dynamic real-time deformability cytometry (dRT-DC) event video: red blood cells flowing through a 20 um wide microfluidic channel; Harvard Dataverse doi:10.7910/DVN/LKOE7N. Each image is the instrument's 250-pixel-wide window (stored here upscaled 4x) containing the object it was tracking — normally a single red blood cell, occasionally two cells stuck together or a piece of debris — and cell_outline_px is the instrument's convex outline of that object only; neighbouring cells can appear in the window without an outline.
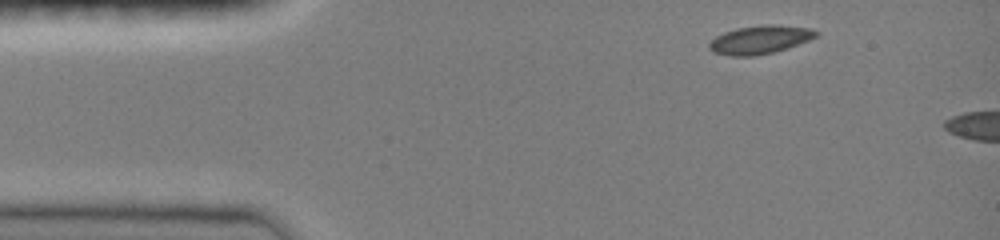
{"species": "common noctule bat (a hibernating species)", "species_latin": "Nyctalus noctula", "temperature_condition": "room temperature", "stored_images_in_passage": 3, "camera_frame_rate_fps": 3000, "um_per_image_px": 0.085, "animal": {"sex": "female", "body_mass_g": 19.0, "forearm_length_mm": 51.5}, "frame": {"image": 1, "passage_image": 1, "time_ms": 0.0, "image_size_px": [1000, 240], "cell_outline_px": [[820, 32], [816, 36], [808, 40], [788, 48], [772, 52], [752, 56], [732, 56], [712, 52], [708, 48], [708, 44], [716, 36], [724, 32], [736, 28], [764, 24], [780, 24], [812, 28]], "centroid_in_image_um": [64.6, 3.35], "position_along_channel_um": 20.4, "area_um2": 17.8}}